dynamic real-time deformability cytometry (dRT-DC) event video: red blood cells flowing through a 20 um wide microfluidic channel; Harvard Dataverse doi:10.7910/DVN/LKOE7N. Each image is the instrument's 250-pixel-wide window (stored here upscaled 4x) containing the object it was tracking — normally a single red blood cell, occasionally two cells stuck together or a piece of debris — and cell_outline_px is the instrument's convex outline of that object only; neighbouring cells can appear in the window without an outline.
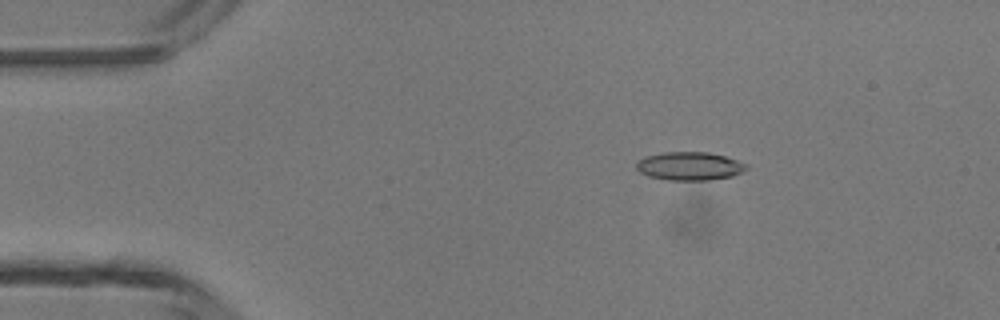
{"species": "common noctule bat (a hibernating species)", "species_latin": "Nyctalus noctula", "temperature_condition": "room temperature", "stored_images_in_passage": 5, "camera_frame_rate_fps": 3000, "um_per_image_px": 0.085, "animal": {"sex": "male", "body_mass_g": 13.3}, "frame": {"image": 1, "passage_image": 2, "time_ms": 1.333, "image_size_px": [1000, 320], "cell_outline_px": [[748, 168], [732, 176], [708, 180], [668, 180], [648, 176], [640, 172], [636, 168], [636, 164], [644, 156], [660, 152], [708, 152], [724, 156], [748, 164]], "centroid_in_image_um": [58.59, 14.11], "position_along_channel_um": 26.4, "area_um2": 18.15}}
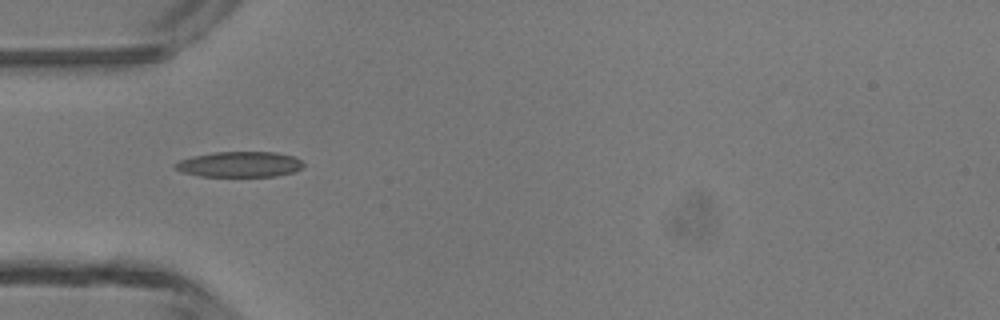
{"frame": {"image": 2, "passage_image": 4, "time_ms": 3.667, "image_size_px": [1000, 320], "cell_outline_px": [[304, 164], [300, 168], [292, 172], [272, 176], [200, 176], [184, 172], [172, 168], [180, 160], [192, 156], [212, 152], [276, 152], [292, 156], [300, 160]], "centroid_in_image_um": [20.33, 13.96], "position_along_channel_um": 64.7, "area_um2": 18.84}}
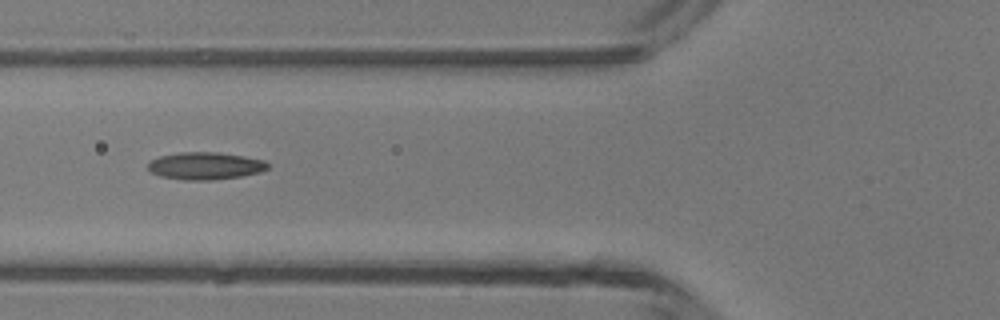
{"frame": {"image": 3, "passage_image": 5, "time_ms": 4.667, "image_size_px": [1000, 320], "cell_outline_px": [[268, 168], [260, 172], [240, 176], [212, 180], [184, 180], [160, 176], [152, 172], [148, 168], [148, 164], [152, 160], [160, 156], [180, 152], [220, 152], [244, 156], [264, 160], [268, 164]], "centroid_in_image_um": [17.45, 14.09], "position_along_channel_um": 108.3, "area_um2": 19.02}}